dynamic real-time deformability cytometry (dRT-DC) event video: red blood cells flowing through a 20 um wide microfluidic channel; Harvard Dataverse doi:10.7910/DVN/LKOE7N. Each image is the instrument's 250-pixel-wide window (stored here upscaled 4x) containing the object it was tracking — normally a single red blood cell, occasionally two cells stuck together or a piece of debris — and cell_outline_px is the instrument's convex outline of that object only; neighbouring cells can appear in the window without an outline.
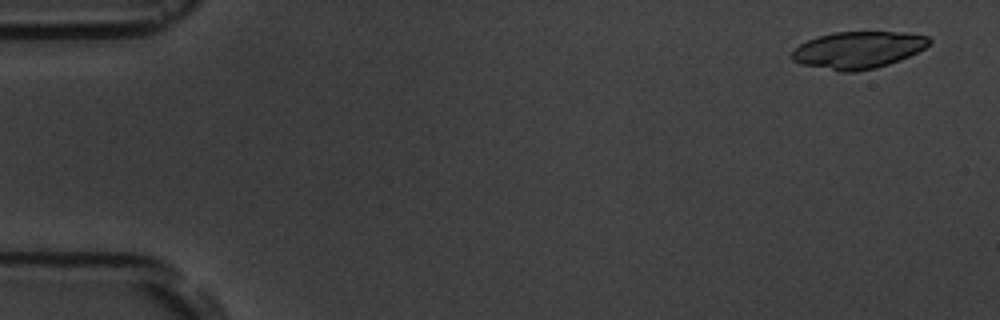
{"species": "common noctule bat (a hibernating species)", "species_latin": "Nyctalus noctula", "temperature_condition": "room temperature", "stored_images_in_passage": 4, "camera_frame_rate_fps": 3000, "um_per_image_px": 0.085, "animal": {"sex": "male", "body_mass_g": 19.5, "forearm_length_mm": 54.6}, "frame": {"image": 1, "passage_image": 1, "time_ms": 0.0, "image_size_px": [1000, 320], "cell_outline_px": [[932, 40], [924, 48], [900, 60], [876, 68], [856, 72], [840, 72], [800, 64], [792, 60], [788, 56], [800, 44], [808, 40], [832, 32], [904, 32], [928, 36]], "centroid_in_image_um": [72.91, 4.26], "position_along_channel_um": 12.1, "area_um2": 29.71}}